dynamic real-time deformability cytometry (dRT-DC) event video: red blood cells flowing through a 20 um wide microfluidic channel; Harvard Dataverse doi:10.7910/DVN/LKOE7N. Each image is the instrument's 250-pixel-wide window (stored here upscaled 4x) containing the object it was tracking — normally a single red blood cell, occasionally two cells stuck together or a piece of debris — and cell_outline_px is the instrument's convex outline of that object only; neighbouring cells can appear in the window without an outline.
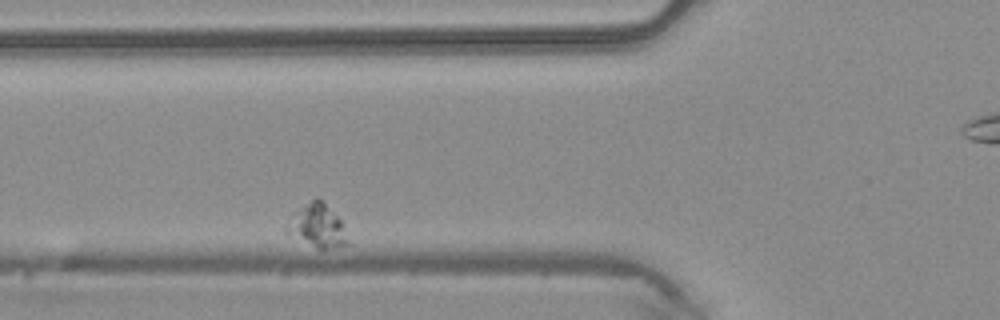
{"species": "common noctule bat (a hibernating species)", "species_latin": "Nyctalus noctula", "temperature_condition": "warm", "stored_images_in_passage": 4, "camera_frame_rate_fps": 3000, "um_per_image_px": 0.085, "animal": {"sex": "male", "body_mass_g": 20.4}, "frame": {"image": 1, "passage_image": 3, "time_ms": 0.667, "image_size_px": [1000, 320], "cell_outline_px": [[352, 244], [324, 248], [316, 248], [284, 232], [284, 228], [296, 212], [312, 200], [320, 200], [340, 220]], "centroid_in_image_um": [26.99, 19.26], "position_along_channel_um": 98.8, "area_um2": 14.68}}